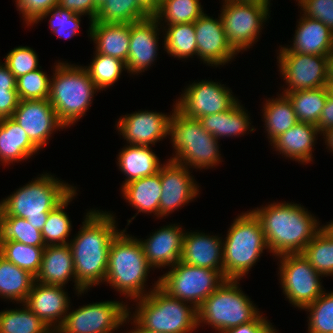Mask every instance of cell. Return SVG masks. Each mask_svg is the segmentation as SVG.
I'll use <instances>...</instances> for the list:
<instances>
[{
	"label": "cell",
	"mask_w": 333,
	"mask_h": 333,
	"mask_svg": "<svg viewBox=\"0 0 333 333\" xmlns=\"http://www.w3.org/2000/svg\"><path fill=\"white\" fill-rule=\"evenodd\" d=\"M114 216L96 209L88 211L80 231L69 242L78 295L105 281L111 242L120 232Z\"/></svg>",
	"instance_id": "1"
},
{
	"label": "cell",
	"mask_w": 333,
	"mask_h": 333,
	"mask_svg": "<svg viewBox=\"0 0 333 333\" xmlns=\"http://www.w3.org/2000/svg\"><path fill=\"white\" fill-rule=\"evenodd\" d=\"M160 170L158 173L135 179L121 186L123 197L140 212L159 217V201L161 198Z\"/></svg>",
	"instance_id": "30"
},
{
	"label": "cell",
	"mask_w": 333,
	"mask_h": 333,
	"mask_svg": "<svg viewBox=\"0 0 333 333\" xmlns=\"http://www.w3.org/2000/svg\"><path fill=\"white\" fill-rule=\"evenodd\" d=\"M89 66H84L91 80L99 90L113 86L119 80L123 70L127 69L125 62L111 56L94 53Z\"/></svg>",
	"instance_id": "43"
},
{
	"label": "cell",
	"mask_w": 333,
	"mask_h": 333,
	"mask_svg": "<svg viewBox=\"0 0 333 333\" xmlns=\"http://www.w3.org/2000/svg\"><path fill=\"white\" fill-rule=\"evenodd\" d=\"M44 248L45 247L26 245L11 240L0 241V255L35 277L41 267Z\"/></svg>",
	"instance_id": "41"
},
{
	"label": "cell",
	"mask_w": 333,
	"mask_h": 333,
	"mask_svg": "<svg viewBox=\"0 0 333 333\" xmlns=\"http://www.w3.org/2000/svg\"><path fill=\"white\" fill-rule=\"evenodd\" d=\"M54 67L48 100L60 122L70 127L86 114L99 89L83 66L59 61Z\"/></svg>",
	"instance_id": "6"
},
{
	"label": "cell",
	"mask_w": 333,
	"mask_h": 333,
	"mask_svg": "<svg viewBox=\"0 0 333 333\" xmlns=\"http://www.w3.org/2000/svg\"><path fill=\"white\" fill-rule=\"evenodd\" d=\"M329 224L323 225L333 235V221L328 222Z\"/></svg>",
	"instance_id": "60"
},
{
	"label": "cell",
	"mask_w": 333,
	"mask_h": 333,
	"mask_svg": "<svg viewBox=\"0 0 333 333\" xmlns=\"http://www.w3.org/2000/svg\"><path fill=\"white\" fill-rule=\"evenodd\" d=\"M262 112L265 130L268 134L267 138L270 143L299 122L293 105L285 94H281L272 100L270 98L266 99Z\"/></svg>",
	"instance_id": "33"
},
{
	"label": "cell",
	"mask_w": 333,
	"mask_h": 333,
	"mask_svg": "<svg viewBox=\"0 0 333 333\" xmlns=\"http://www.w3.org/2000/svg\"><path fill=\"white\" fill-rule=\"evenodd\" d=\"M77 188L74 189L59 205L49 212L47 221L41 230L45 245L69 244L67 239L71 234L72 224L64 211L68 204L74 199ZM67 239V240H66Z\"/></svg>",
	"instance_id": "38"
},
{
	"label": "cell",
	"mask_w": 333,
	"mask_h": 333,
	"mask_svg": "<svg viewBox=\"0 0 333 333\" xmlns=\"http://www.w3.org/2000/svg\"><path fill=\"white\" fill-rule=\"evenodd\" d=\"M280 259V285L289 303L301 310L313 303L323 292L320 275L301 253L282 254ZM321 276V278H320Z\"/></svg>",
	"instance_id": "12"
},
{
	"label": "cell",
	"mask_w": 333,
	"mask_h": 333,
	"mask_svg": "<svg viewBox=\"0 0 333 333\" xmlns=\"http://www.w3.org/2000/svg\"><path fill=\"white\" fill-rule=\"evenodd\" d=\"M251 211L260 220L268 251L275 257L301 253L323 227L313 214L297 203L273 202Z\"/></svg>",
	"instance_id": "2"
},
{
	"label": "cell",
	"mask_w": 333,
	"mask_h": 333,
	"mask_svg": "<svg viewBox=\"0 0 333 333\" xmlns=\"http://www.w3.org/2000/svg\"><path fill=\"white\" fill-rule=\"evenodd\" d=\"M58 6L81 15H88L90 22L95 21L98 8L95 0H59Z\"/></svg>",
	"instance_id": "51"
},
{
	"label": "cell",
	"mask_w": 333,
	"mask_h": 333,
	"mask_svg": "<svg viewBox=\"0 0 333 333\" xmlns=\"http://www.w3.org/2000/svg\"><path fill=\"white\" fill-rule=\"evenodd\" d=\"M238 280H225L197 308L198 326L208 324L219 333L253 321L260 313L240 289Z\"/></svg>",
	"instance_id": "9"
},
{
	"label": "cell",
	"mask_w": 333,
	"mask_h": 333,
	"mask_svg": "<svg viewBox=\"0 0 333 333\" xmlns=\"http://www.w3.org/2000/svg\"><path fill=\"white\" fill-rule=\"evenodd\" d=\"M320 134L316 125L298 122L288 131L280 134L270 144L275 151L300 163L313 161V146ZM317 137V138H316ZM313 149V150H312Z\"/></svg>",
	"instance_id": "25"
},
{
	"label": "cell",
	"mask_w": 333,
	"mask_h": 333,
	"mask_svg": "<svg viewBox=\"0 0 333 333\" xmlns=\"http://www.w3.org/2000/svg\"><path fill=\"white\" fill-rule=\"evenodd\" d=\"M304 309L310 314L308 333H333V291H324Z\"/></svg>",
	"instance_id": "44"
},
{
	"label": "cell",
	"mask_w": 333,
	"mask_h": 333,
	"mask_svg": "<svg viewBox=\"0 0 333 333\" xmlns=\"http://www.w3.org/2000/svg\"><path fill=\"white\" fill-rule=\"evenodd\" d=\"M40 149L29 139L24 129L12 118L0 119V161L10 164L30 158Z\"/></svg>",
	"instance_id": "28"
},
{
	"label": "cell",
	"mask_w": 333,
	"mask_h": 333,
	"mask_svg": "<svg viewBox=\"0 0 333 333\" xmlns=\"http://www.w3.org/2000/svg\"><path fill=\"white\" fill-rule=\"evenodd\" d=\"M232 90L214 81H198L189 84L174 106L185 116L201 117L229 110L238 99Z\"/></svg>",
	"instance_id": "15"
},
{
	"label": "cell",
	"mask_w": 333,
	"mask_h": 333,
	"mask_svg": "<svg viewBox=\"0 0 333 333\" xmlns=\"http://www.w3.org/2000/svg\"><path fill=\"white\" fill-rule=\"evenodd\" d=\"M106 0H95V5L99 9Z\"/></svg>",
	"instance_id": "61"
},
{
	"label": "cell",
	"mask_w": 333,
	"mask_h": 333,
	"mask_svg": "<svg viewBox=\"0 0 333 333\" xmlns=\"http://www.w3.org/2000/svg\"><path fill=\"white\" fill-rule=\"evenodd\" d=\"M204 13L199 0H163L153 15L159 24L167 25L194 23Z\"/></svg>",
	"instance_id": "40"
},
{
	"label": "cell",
	"mask_w": 333,
	"mask_h": 333,
	"mask_svg": "<svg viewBox=\"0 0 333 333\" xmlns=\"http://www.w3.org/2000/svg\"><path fill=\"white\" fill-rule=\"evenodd\" d=\"M138 2L151 16L158 11L161 3L159 0H138Z\"/></svg>",
	"instance_id": "55"
},
{
	"label": "cell",
	"mask_w": 333,
	"mask_h": 333,
	"mask_svg": "<svg viewBox=\"0 0 333 333\" xmlns=\"http://www.w3.org/2000/svg\"><path fill=\"white\" fill-rule=\"evenodd\" d=\"M49 15L51 16L49 20L51 31L59 38L70 39L78 34L81 14L55 6L43 14L34 24L47 18Z\"/></svg>",
	"instance_id": "46"
},
{
	"label": "cell",
	"mask_w": 333,
	"mask_h": 333,
	"mask_svg": "<svg viewBox=\"0 0 333 333\" xmlns=\"http://www.w3.org/2000/svg\"><path fill=\"white\" fill-rule=\"evenodd\" d=\"M35 282V276L0 255V296L24 303Z\"/></svg>",
	"instance_id": "32"
},
{
	"label": "cell",
	"mask_w": 333,
	"mask_h": 333,
	"mask_svg": "<svg viewBox=\"0 0 333 333\" xmlns=\"http://www.w3.org/2000/svg\"><path fill=\"white\" fill-rule=\"evenodd\" d=\"M234 1H239V2H254V3H260L266 6H271L270 5V0H234Z\"/></svg>",
	"instance_id": "59"
},
{
	"label": "cell",
	"mask_w": 333,
	"mask_h": 333,
	"mask_svg": "<svg viewBox=\"0 0 333 333\" xmlns=\"http://www.w3.org/2000/svg\"><path fill=\"white\" fill-rule=\"evenodd\" d=\"M279 71L286 85L282 92L312 90L329 85L328 56L279 50Z\"/></svg>",
	"instance_id": "14"
},
{
	"label": "cell",
	"mask_w": 333,
	"mask_h": 333,
	"mask_svg": "<svg viewBox=\"0 0 333 333\" xmlns=\"http://www.w3.org/2000/svg\"><path fill=\"white\" fill-rule=\"evenodd\" d=\"M329 93V86H324L312 90L290 91L285 95L291 101L299 122L317 125Z\"/></svg>",
	"instance_id": "34"
},
{
	"label": "cell",
	"mask_w": 333,
	"mask_h": 333,
	"mask_svg": "<svg viewBox=\"0 0 333 333\" xmlns=\"http://www.w3.org/2000/svg\"><path fill=\"white\" fill-rule=\"evenodd\" d=\"M38 56L35 51L29 46H18L12 49L5 56V64L16 77L23 76L29 72L38 69Z\"/></svg>",
	"instance_id": "47"
},
{
	"label": "cell",
	"mask_w": 333,
	"mask_h": 333,
	"mask_svg": "<svg viewBox=\"0 0 333 333\" xmlns=\"http://www.w3.org/2000/svg\"><path fill=\"white\" fill-rule=\"evenodd\" d=\"M88 34L96 44L95 53L118 58L126 63L130 47V23H89Z\"/></svg>",
	"instance_id": "26"
},
{
	"label": "cell",
	"mask_w": 333,
	"mask_h": 333,
	"mask_svg": "<svg viewBox=\"0 0 333 333\" xmlns=\"http://www.w3.org/2000/svg\"><path fill=\"white\" fill-rule=\"evenodd\" d=\"M117 161L119 170L127 177L122 186L132 180L152 176L158 173L162 166L150 146L129 144L119 152Z\"/></svg>",
	"instance_id": "29"
},
{
	"label": "cell",
	"mask_w": 333,
	"mask_h": 333,
	"mask_svg": "<svg viewBox=\"0 0 333 333\" xmlns=\"http://www.w3.org/2000/svg\"><path fill=\"white\" fill-rule=\"evenodd\" d=\"M301 254L320 275L333 276V235L324 226Z\"/></svg>",
	"instance_id": "35"
},
{
	"label": "cell",
	"mask_w": 333,
	"mask_h": 333,
	"mask_svg": "<svg viewBox=\"0 0 333 333\" xmlns=\"http://www.w3.org/2000/svg\"><path fill=\"white\" fill-rule=\"evenodd\" d=\"M304 16L319 20L333 32V0H296Z\"/></svg>",
	"instance_id": "48"
},
{
	"label": "cell",
	"mask_w": 333,
	"mask_h": 333,
	"mask_svg": "<svg viewBox=\"0 0 333 333\" xmlns=\"http://www.w3.org/2000/svg\"><path fill=\"white\" fill-rule=\"evenodd\" d=\"M293 44L280 50L328 56L333 50V32L321 21L301 16L296 25Z\"/></svg>",
	"instance_id": "24"
},
{
	"label": "cell",
	"mask_w": 333,
	"mask_h": 333,
	"mask_svg": "<svg viewBox=\"0 0 333 333\" xmlns=\"http://www.w3.org/2000/svg\"><path fill=\"white\" fill-rule=\"evenodd\" d=\"M125 230H121L111 242L104 282L126 298L135 300L147 295L144 286L153 267L148 263L139 240L125 234Z\"/></svg>",
	"instance_id": "4"
},
{
	"label": "cell",
	"mask_w": 333,
	"mask_h": 333,
	"mask_svg": "<svg viewBox=\"0 0 333 333\" xmlns=\"http://www.w3.org/2000/svg\"><path fill=\"white\" fill-rule=\"evenodd\" d=\"M227 233L223 239V275L226 280L239 281L269 248L260 220L251 210L235 218Z\"/></svg>",
	"instance_id": "7"
},
{
	"label": "cell",
	"mask_w": 333,
	"mask_h": 333,
	"mask_svg": "<svg viewBox=\"0 0 333 333\" xmlns=\"http://www.w3.org/2000/svg\"><path fill=\"white\" fill-rule=\"evenodd\" d=\"M19 101L17 90H0V119L12 117Z\"/></svg>",
	"instance_id": "52"
},
{
	"label": "cell",
	"mask_w": 333,
	"mask_h": 333,
	"mask_svg": "<svg viewBox=\"0 0 333 333\" xmlns=\"http://www.w3.org/2000/svg\"><path fill=\"white\" fill-rule=\"evenodd\" d=\"M39 68L17 78L16 90L20 100L48 99L50 77Z\"/></svg>",
	"instance_id": "45"
},
{
	"label": "cell",
	"mask_w": 333,
	"mask_h": 333,
	"mask_svg": "<svg viewBox=\"0 0 333 333\" xmlns=\"http://www.w3.org/2000/svg\"><path fill=\"white\" fill-rule=\"evenodd\" d=\"M61 285L34 282L24 305L35 313L55 333L68 313L70 300Z\"/></svg>",
	"instance_id": "21"
},
{
	"label": "cell",
	"mask_w": 333,
	"mask_h": 333,
	"mask_svg": "<svg viewBox=\"0 0 333 333\" xmlns=\"http://www.w3.org/2000/svg\"><path fill=\"white\" fill-rule=\"evenodd\" d=\"M159 25L153 16L130 23V47L125 63L129 74L144 72L156 60L161 29Z\"/></svg>",
	"instance_id": "20"
},
{
	"label": "cell",
	"mask_w": 333,
	"mask_h": 333,
	"mask_svg": "<svg viewBox=\"0 0 333 333\" xmlns=\"http://www.w3.org/2000/svg\"><path fill=\"white\" fill-rule=\"evenodd\" d=\"M329 89H330V92L333 94V78H329Z\"/></svg>",
	"instance_id": "62"
},
{
	"label": "cell",
	"mask_w": 333,
	"mask_h": 333,
	"mask_svg": "<svg viewBox=\"0 0 333 333\" xmlns=\"http://www.w3.org/2000/svg\"><path fill=\"white\" fill-rule=\"evenodd\" d=\"M222 237L199 232H185L180 261L220 271L223 274Z\"/></svg>",
	"instance_id": "23"
},
{
	"label": "cell",
	"mask_w": 333,
	"mask_h": 333,
	"mask_svg": "<svg viewBox=\"0 0 333 333\" xmlns=\"http://www.w3.org/2000/svg\"><path fill=\"white\" fill-rule=\"evenodd\" d=\"M159 277V286L169 295L198 308L225 280L217 270L179 261Z\"/></svg>",
	"instance_id": "10"
},
{
	"label": "cell",
	"mask_w": 333,
	"mask_h": 333,
	"mask_svg": "<svg viewBox=\"0 0 333 333\" xmlns=\"http://www.w3.org/2000/svg\"><path fill=\"white\" fill-rule=\"evenodd\" d=\"M272 323L259 314L253 321L223 331L222 333H276Z\"/></svg>",
	"instance_id": "50"
},
{
	"label": "cell",
	"mask_w": 333,
	"mask_h": 333,
	"mask_svg": "<svg viewBox=\"0 0 333 333\" xmlns=\"http://www.w3.org/2000/svg\"><path fill=\"white\" fill-rule=\"evenodd\" d=\"M73 277L76 286L74 263L69 244L48 245L44 248L41 267L35 281L46 285L65 286Z\"/></svg>",
	"instance_id": "27"
},
{
	"label": "cell",
	"mask_w": 333,
	"mask_h": 333,
	"mask_svg": "<svg viewBox=\"0 0 333 333\" xmlns=\"http://www.w3.org/2000/svg\"><path fill=\"white\" fill-rule=\"evenodd\" d=\"M150 16L138 0H106L98 9L95 22L133 23Z\"/></svg>",
	"instance_id": "39"
},
{
	"label": "cell",
	"mask_w": 333,
	"mask_h": 333,
	"mask_svg": "<svg viewBox=\"0 0 333 333\" xmlns=\"http://www.w3.org/2000/svg\"><path fill=\"white\" fill-rule=\"evenodd\" d=\"M167 27V28H166ZM164 33L165 51L178 59L197 55L194 23L166 25Z\"/></svg>",
	"instance_id": "37"
},
{
	"label": "cell",
	"mask_w": 333,
	"mask_h": 333,
	"mask_svg": "<svg viewBox=\"0 0 333 333\" xmlns=\"http://www.w3.org/2000/svg\"><path fill=\"white\" fill-rule=\"evenodd\" d=\"M240 104L237 101L229 110L199 118L203 128L217 140L244 135L250 128V132L255 131L254 127H250V116Z\"/></svg>",
	"instance_id": "31"
},
{
	"label": "cell",
	"mask_w": 333,
	"mask_h": 333,
	"mask_svg": "<svg viewBox=\"0 0 333 333\" xmlns=\"http://www.w3.org/2000/svg\"><path fill=\"white\" fill-rule=\"evenodd\" d=\"M223 1L220 17L228 43L237 53L250 49L258 41L263 23L270 17V6L254 2Z\"/></svg>",
	"instance_id": "11"
},
{
	"label": "cell",
	"mask_w": 333,
	"mask_h": 333,
	"mask_svg": "<svg viewBox=\"0 0 333 333\" xmlns=\"http://www.w3.org/2000/svg\"><path fill=\"white\" fill-rule=\"evenodd\" d=\"M126 321L129 307L123 301L90 303L68 312L55 333H114Z\"/></svg>",
	"instance_id": "13"
},
{
	"label": "cell",
	"mask_w": 333,
	"mask_h": 333,
	"mask_svg": "<svg viewBox=\"0 0 333 333\" xmlns=\"http://www.w3.org/2000/svg\"><path fill=\"white\" fill-rule=\"evenodd\" d=\"M160 168L161 198L159 217L168 216L179 207L185 206L199 194V186L188 167L168 159Z\"/></svg>",
	"instance_id": "16"
},
{
	"label": "cell",
	"mask_w": 333,
	"mask_h": 333,
	"mask_svg": "<svg viewBox=\"0 0 333 333\" xmlns=\"http://www.w3.org/2000/svg\"><path fill=\"white\" fill-rule=\"evenodd\" d=\"M0 202V216H17L42 230L49 212L59 205L76 187L54 175L42 174Z\"/></svg>",
	"instance_id": "3"
},
{
	"label": "cell",
	"mask_w": 333,
	"mask_h": 333,
	"mask_svg": "<svg viewBox=\"0 0 333 333\" xmlns=\"http://www.w3.org/2000/svg\"><path fill=\"white\" fill-rule=\"evenodd\" d=\"M131 312H130V309H129V319L130 321L132 320L133 322H131V324L133 323L134 324V327L135 329H132L130 332L128 333H160V332H151V331H148L144 328H142L130 315ZM127 333V332H126Z\"/></svg>",
	"instance_id": "57"
},
{
	"label": "cell",
	"mask_w": 333,
	"mask_h": 333,
	"mask_svg": "<svg viewBox=\"0 0 333 333\" xmlns=\"http://www.w3.org/2000/svg\"><path fill=\"white\" fill-rule=\"evenodd\" d=\"M15 241L36 247H46L41 231L17 216H0V241Z\"/></svg>",
	"instance_id": "42"
},
{
	"label": "cell",
	"mask_w": 333,
	"mask_h": 333,
	"mask_svg": "<svg viewBox=\"0 0 333 333\" xmlns=\"http://www.w3.org/2000/svg\"><path fill=\"white\" fill-rule=\"evenodd\" d=\"M170 115L153 111H138L119 118L117 129L131 145L149 146L169 136Z\"/></svg>",
	"instance_id": "19"
},
{
	"label": "cell",
	"mask_w": 333,
	"mask_h": 333,
	"mask_svg": "<svg viewBox=\"0 0 333 333\" xmlns=\"http://www.w3.org/2000/svg\"><path fill=\"white\" fill-rule=\"evenodd\" d=\"M173 109L168 135L176 151L170 160L200 170L219 164L218 140L203 128L199 119L183 115L176 107Z\"/></svg>",
	"instance_id": "8"
},
{
	"label": "cell",
	"mask_w": 333,
	"mask_h": 333,
	"mask_svg": "<svg viewBox=\"0 0 333 333\" xmlns=\"http://www.w3.org/2000/svg\"><path fill=\"white\" fill-rule=\"evenodd\" d=\"M148 292L135 299L137 308L131 316L142 328L160 333H191L199 327L197 308L166 293L159 286V279Z\"/></svg>",
	"instance_id": "5"
},
{
	"label": "cell",
	"mask_w": 333,
	"mask_h": 333,
	"mask_svg": "<svg viewBox=\"0 0 333 333\" xmlns=\"http://www.w3.org/2000/svg\"><path fill=\"white\" fill-rule=\"evenodd\" d=\"M329 78H333V50L328 55Z\"/></svg>",
	"instance_id": "58"
},
{
	"label": "cell",
	"mask_w": 333,
	"mask_h": 333,
	"mask_svg": "<svg viewBox=\"0 0 333 333\" xmlns=\"http://www.w3.org/2000/svg\"><path fill=\"white\" fill-rule=\"evenodd\" d=\"M181 228L182 226L177 224L165 225L150 234L146 240L138 239L148 263L153 268L172 267L180 261L185 235Z\"/></svg>",
	"instance_id": "22"
},
{
	"label": "cell",
	"mask_w": 333,
	"mask_h": 333,
	"mask_svg": "<svg viewBox=\"0 0 333 333\" xmlns=\"http://www.w3.org/2000/svg\"><path fill=\"white\" fill-rule=\"evenodd\" d=\"M12 118L39 149L47 145L54 131L66 128L48 99L20 100Z\"/></svg>",
	"instance_id": "17"
},
{
	"label": "cell",
	"mask_w": 333,
	"mask_h": 333,
	"mask_svg": "<svg viewBox=\"0 0 333 333\" xmlns=\"http://www.w3.org/2000/svg\"><path fill=\"white\" fill-rule=\"evenodd\" d=\"M320 134L333 128V94L330 92L316 125Z\"/></svg>",
	"instance_id": "53"
},
{
	"label": "cell",
	"mask_w": 333,
	"mask_h": 333,
	"mask_svg": "<svg viewBox=\"0 0 333 333\" xmlns=\"http://www.w3.org/2000/svg\"><path fill=\"white\" fill-rule=\"evenodd\" d=\"M15 3L27 26H31L51 8L58 6L59 0H16Z\"/></svg>",
	"instance_id": "49"
},
{
	"label": "cell",
	"mask_w": 333,
	"mask_h": 333,
	"mask_svg": "<svg viewBox=\"0 0 333 333\" xmlns=\"http://www.w3.org/2000/svg\"><path fill=\"white\" fill-rule=\"evenodd\" d=\"M22 306L0 312V333H54L24 303Z\"/></svg>",
	"instance_id": "36"
},
{
	"label": "cell",
	"mask_w": 333,
	"mask_h": 333,
	"mask_svg": "<svg viewBox=\"0 0 333 333\" xmlns=\"http://www.w3.org/2000/svg\"><path fill=\"white\" fill-rule=\"evenodd\" d=\"M17 79L5 63H0V90H16Z\"/></svg>",
	"instance_id": "54"
},
{
	"label": "cell",
	"mask_w": 333,
	"mask_h": 333,
	"mask_svg": "<svg viewBox=\"0 0 333 333\" xmlns=\"http://www.w3.org/2000/svg\"><path fill=\"white\" fill-rule=\"evenodd\" d=\"M218 18L203 13L194 22L197 56L205 64L216 67L230 62L238 54L228 43L221 17Z\"/></svg>",
	"instance_id": "18"
},
{
	"label": "cell",
	"mask_w": 333,
	"mask_h": 333,
	"mask_svg": "<svg viewBox=\"0 0 333 333\" xmlns=\"http://www.w3.org/2000/svg\"><path fill=\"white\" fill-rule=\"evenodd\" d=\"M322 136L325 139V144L327 145L326 148H329L328 150H331L333 152V128H330L327 130Z\"/></svg>",
	"instance_id": "56"
}]
</instances>
